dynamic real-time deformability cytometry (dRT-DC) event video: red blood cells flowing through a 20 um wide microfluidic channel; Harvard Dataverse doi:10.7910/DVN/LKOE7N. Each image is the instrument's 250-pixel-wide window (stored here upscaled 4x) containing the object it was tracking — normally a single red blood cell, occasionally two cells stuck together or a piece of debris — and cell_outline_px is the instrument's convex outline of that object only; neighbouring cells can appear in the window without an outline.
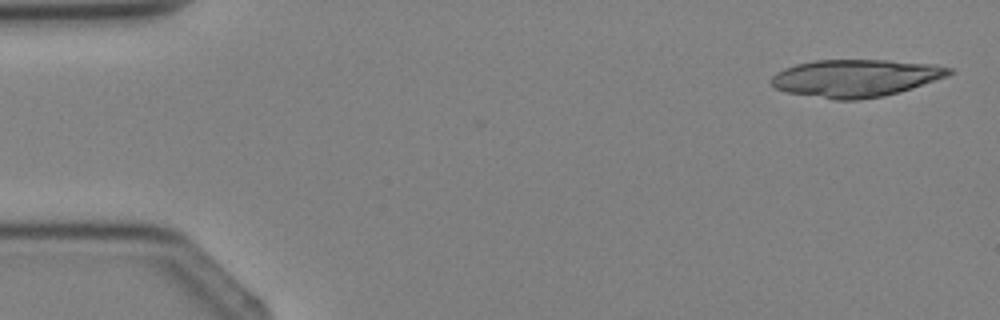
{"species": "Egyptian fruit bat (a non-hibernating species)", "species_latin": "Rousettus aegyptiacus", "temperature_condition": "cold", "stored_images_in_passage": 4, "camera_frame_rate_fps": 3000, "um_per_image_px": 0.085, "animal": {"sex": "female"}, "frame": {"image": 1, "passage_image": 1, "time_ms": 0.0, "image_size_px": [1000, 320], "cell_outline_px": [[956, 72], [948, 76], [900, 92], [884, 96], [860, 100], [836, 100], [788, 92], [776, 88], [768, 80], [776, 72], [784, 68], [796, 64], [812, 60], [888, 60], [936, 64], [952, 68]], "centroid_in_image_um": [72.76, 6.63], "position_along_channel_um": 12.2, "area_um2": 39.13}}